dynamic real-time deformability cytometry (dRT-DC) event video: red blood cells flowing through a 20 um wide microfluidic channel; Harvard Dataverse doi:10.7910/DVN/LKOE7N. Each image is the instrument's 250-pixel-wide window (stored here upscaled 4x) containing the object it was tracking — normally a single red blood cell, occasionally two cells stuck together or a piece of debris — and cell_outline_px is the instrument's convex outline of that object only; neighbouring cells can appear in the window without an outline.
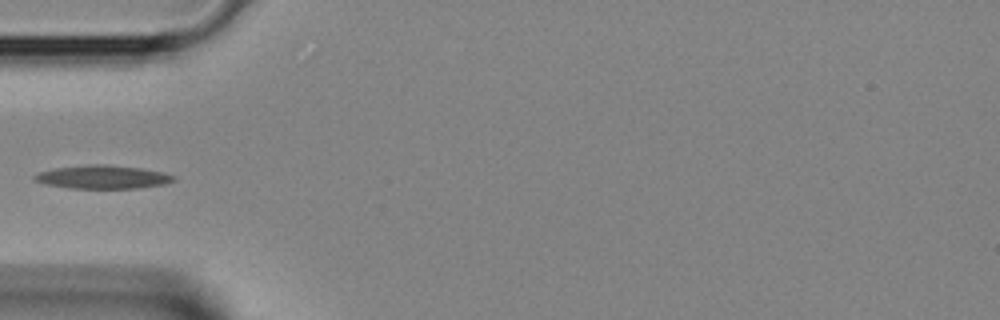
{"species": "Egyptian fruit bat (a non-hibernating species)", "species_latin": "Rousettus aegyptiacus", "temperature_condition": "room temperature", "stored_images_in_passage": 3, "camera_frame_rate_fps": 3000, "um_per_image_px": 0.085, "animal": {"sex": "female"}, "frame": {"image": 1, "passage_image": 3, "time_ms": 0.667, "image_size_px": [1000, 320], "cell_outline_px": [[176, 180], [164, 184], [140, 188], [68, 188], [44, 184], [32, 180], [32, 176], [40, 172], [52, 168], [88, 164], [104, 164], [140, 168], [164, 172], [176, 176]], "centroid_in_image_um": [8.7, 15.04], "position_along_channel_um": 76.3, "area_um2": 19.19}}